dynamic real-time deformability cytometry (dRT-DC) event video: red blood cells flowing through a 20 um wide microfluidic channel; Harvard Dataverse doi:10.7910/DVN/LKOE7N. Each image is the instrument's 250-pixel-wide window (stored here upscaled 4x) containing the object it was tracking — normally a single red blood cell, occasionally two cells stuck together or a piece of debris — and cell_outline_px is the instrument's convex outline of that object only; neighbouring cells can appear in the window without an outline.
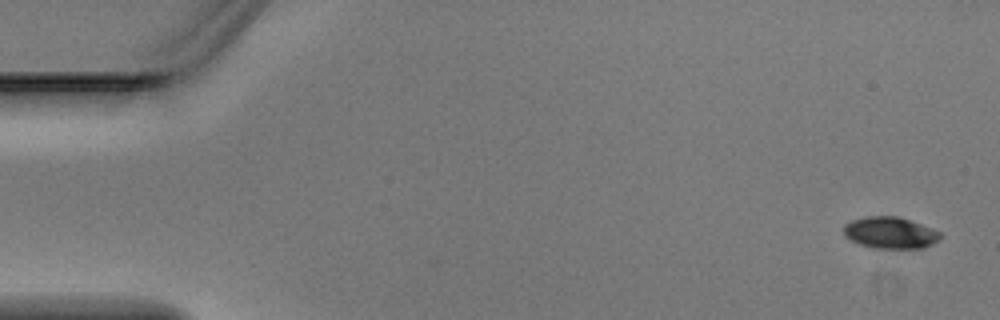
{"species": "Egyptian fruit bat (a non-hibernating species)", "species_latin": "Rousettus aegyptiacus", "temperature_condition": "warm", "stored_images_in_passage": 4, "camera_frame_rate_fps": 3000, "um_per_image_px": 0.085, "animal": {"sex": "male"}, "frame": {"image": 1, "passage_image": 1, "time_ms": 0.0, "image_size_px": [1000, 320], "cell_outline_px": [[940, 240], [924, 248], [872, 248], [860, 244], [844, 236], [844, 224], [852, 220], [864, 216], [896, 216], [932, 228], [940, 232]], "centroid_in_image_um": [75.65, 19.78], "position_along_channel_um": 9.3, "area_um2": 17.74}}
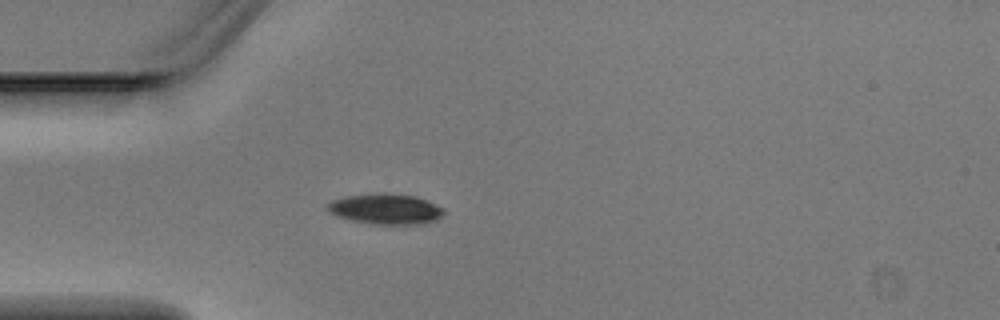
{"frame": {"image": 2, "passage_image": 4, "time_ms": 1.0, "image_size_px": [1000, 320], "cell_outline_px": [[444, 212], [436, 220], [424, 224], [372, 224], [352, 220], [336, 216], [328, 212], [324, 208], [324, 204], [332, 200], [344, 196], [376, 192], [388, 192], [416, 196], [444, 208]], "centroid_in_image_um": [32.71, 17.74], "position_along_channel_um": 52.3, "area_um2": 21.15}}